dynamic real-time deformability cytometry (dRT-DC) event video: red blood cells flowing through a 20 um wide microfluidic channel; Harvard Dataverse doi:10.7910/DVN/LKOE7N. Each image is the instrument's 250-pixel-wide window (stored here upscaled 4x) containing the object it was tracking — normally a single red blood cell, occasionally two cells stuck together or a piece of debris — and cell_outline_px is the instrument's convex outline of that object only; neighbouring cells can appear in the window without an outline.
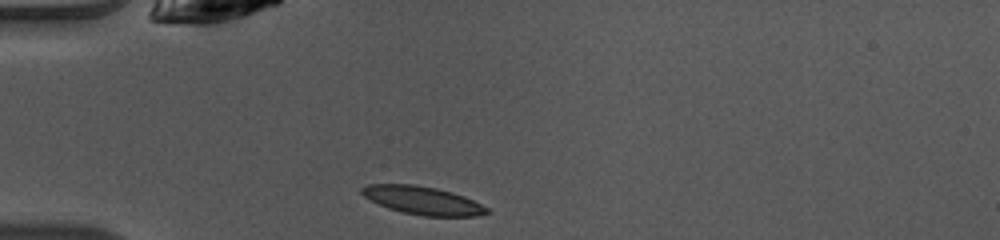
{"species": "common noctule bat (a hibernating species)", "species_latin": "Nyctalus noctula", "temperature_condition": "warm", "stored_images_in_passage": 36, "camera_frame_rate_fps": 3000, "um_per_image_px": 0.085, "animal": {"sex": "female", "body_mass_g": 10.0, "forearm_length_mm": 53.1}, "frame": {"image": 1, "passage_image": 1, "time_ms": 0.0, "image_size_px": [1000, 240], "cell_outline_px": [[492, 212], [480, 216], [424, 216], [404, 212], [388, 208], [364, 196], [360, 192], [360, 188], [368, 184], [416, 184], [436, 188], [452, 192], [464, 196], [488, 208]], "centroid_in_image_um": [35.95, 17.03], "position_along_channel_um": 49.0, "area_um2": 20.46}}
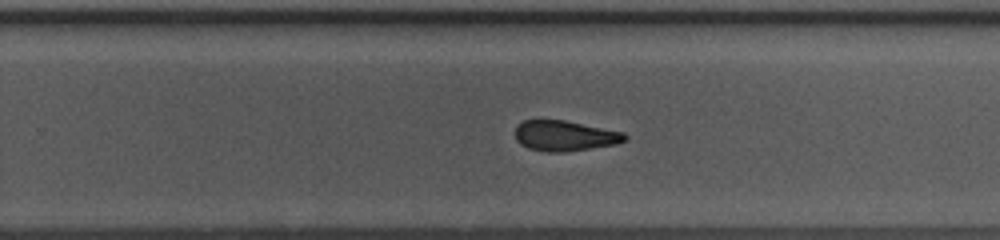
{"frame": {"image": 2, "passage_image": 19, "time_ms": 6.0, "image_size_px": [1000, 240], "cell_outline_px": [[628, 140], [616, 144], [564, 152], [544, 152], [528, 148], [520, 144], [516, 140], [516, 124], [524, 120], [564, 120], [624, 132], [628, 136]], "centroid_in_image_um": [48.01, 11.54], "position_along_channel_um": 281.8, "area_um2": 19.54}}
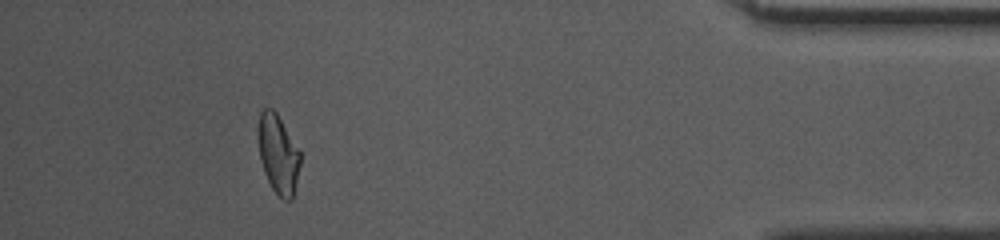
{"frame": {"image": 3, "passage_image": 32, "time_ms": 10.333, "image_size_px": [1000, 240], "cell_outline_px": [[300, 164], [292, 200], [280, 200], [272, 188], [264, 172], [260, 160], [256, 136], [260, 112], [264, 108], [272, 108], [276, 112], [300, 152]], "centroid_in_image_um": [23.61, 13.1], "position_along_channel_um": 411.6, "area_um2": 19.48}, "authors_computed_cell_mechanics": {"area_um2": 20.4612, "velocity_mm_per_s": 4.1167, "shape_relaxation_time_tau1_ms": 7.3893, "shape_relaxation_time_tau2_ms": 4.0214, "deformation_change_tau1": 0.1682, "deformation_change_tau2": 0.1124}}